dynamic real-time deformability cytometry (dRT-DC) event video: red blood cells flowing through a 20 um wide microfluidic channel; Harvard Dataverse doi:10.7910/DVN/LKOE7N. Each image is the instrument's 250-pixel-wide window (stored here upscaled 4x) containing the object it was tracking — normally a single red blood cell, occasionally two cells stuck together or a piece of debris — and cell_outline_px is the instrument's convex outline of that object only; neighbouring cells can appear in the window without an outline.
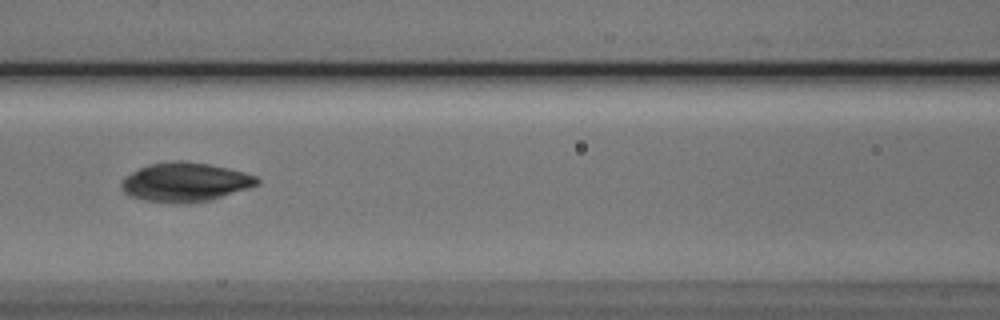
{"species": "Egyptian fruit bat (a non-hibernating species)", "species_latin": "Rousettus aegyptiacus", "temperature_condition": "cold", "stored_images_in_passage": 10, "camera_frame_rate_fps": 3000, "um_per_image_px": 0.085, "animal": {"sex": "male"}, "frame": {"image": 1, "passage_image": 6, "time_ms": 6.667, "image_size_px": [1000, 320], "cell_outline_px": [[260, 184], [212, 200], [188, 204], [172, 204], [144, 200], [132, 196], [124, 192], [120, 188], [120, 184], [124, 176], [140, 168], [152, 164], [172, 160], [184, 160], [208, 164], [228, 168], [244, 172], [256, 176], [260, 180]], "centroid_in_image_um": [15.74, 15.49], "position_along_channel_um": 150.9, "area_um2": 31.21}}
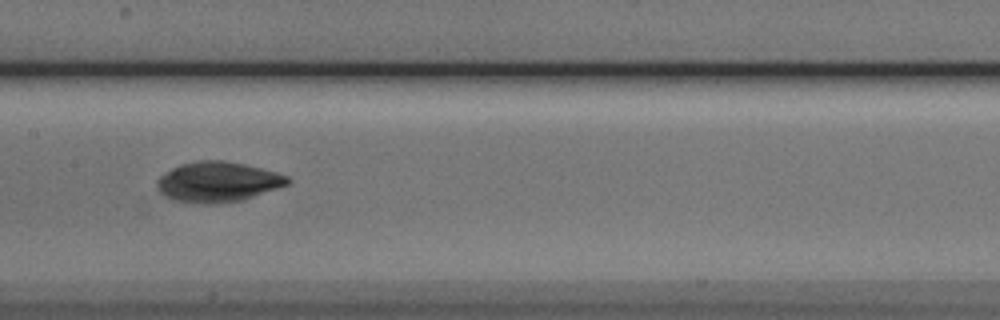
{"frame": {"image": 2, "passage_image": 7, "time_ms": 7.667, "image_size_px": [1000, 320], "cell_outline_px": [[292, 180], [288, 184], [244, 200], [216, 204], [204, 204], [172, 200], [164, 196], [156, 188], [156, 180], [160, 176], [172, 168], [180, 164], [196, 160], [224, 160], [244, 164], [276, 172], [288, 176]], "centroid_in_image_um": [18.49, 15.46], "position_along_channel_um": 188.9, "area_um2": 30.87}}
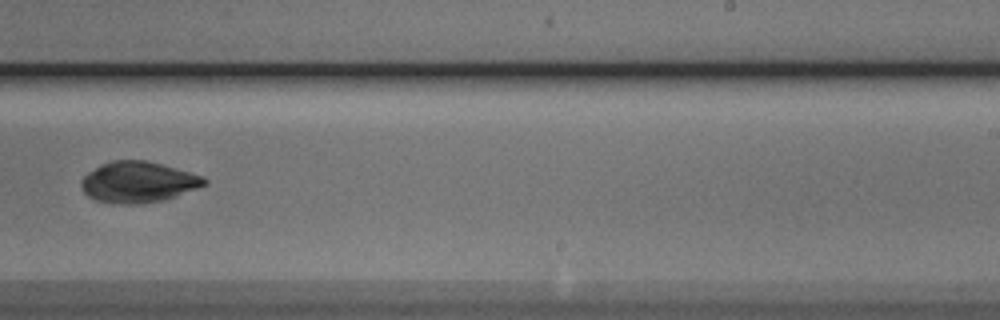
{"frame": {"image": 3, "passage_image": 9, "time_ms": 10.0, "image_size_px": [1000, 320], "cell_outline_px": [[208, 184], [176, 196], [164, 200], [144, 204], [112, 204], [96, 200], [88, 196], [84, 192], [80, 184], [80, 180], [88, 172], [100, 164], [112, 160], [144, 160], [160, 164], [204, 176], [208, 180]], "centroid_in_image_um": [11.73, 15.49], "position_along_channel_um": 277.3, "area_um2": 29.59}}